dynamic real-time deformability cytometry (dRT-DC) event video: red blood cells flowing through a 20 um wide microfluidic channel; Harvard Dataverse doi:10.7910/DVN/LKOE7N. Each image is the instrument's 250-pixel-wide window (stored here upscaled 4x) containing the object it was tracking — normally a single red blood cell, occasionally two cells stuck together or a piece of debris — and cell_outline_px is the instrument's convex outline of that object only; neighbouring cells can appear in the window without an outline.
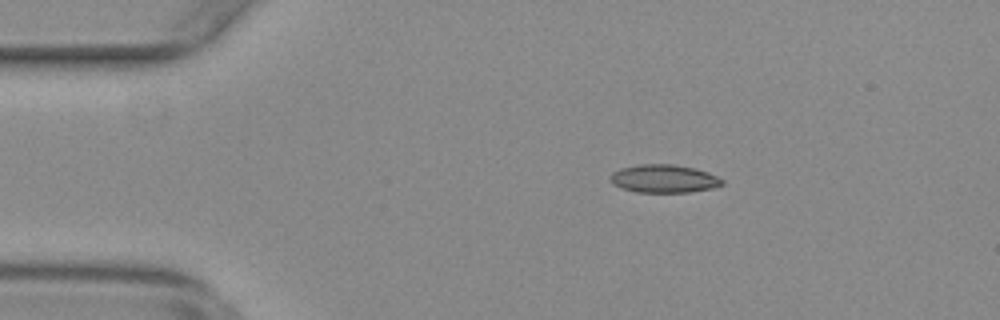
{"species": "common noctule bat (a hibernating species)", "species_latin": "Nyctalus noctula", "temperature_condition": "warm", "stored_images_in_passage": 50, "camera_frame_rate_fps": 3000, "um_per_image_px": 0.085, "animal": {"sex": "female", "body_mass_g": 29.2, "forearm_length_mm": 56.3}, "frame": {"image": 1, "passage_image": 5, "time_ms": 1.333, "image_size_px": [1000, 320], "cell_outline_px": [[724, 184], [712, 188], [688, 192], [636, 192], [620, 188], [612, 184], [608, 176], [612, 172], [620, 168], [640, 164], [672, 164], [696, 168], [708, 172], [724, 180]], "centroid_in_image_um": [56.4, 15.18], "position_along_channel_um": 28.6, "area_um2": 18.5}}
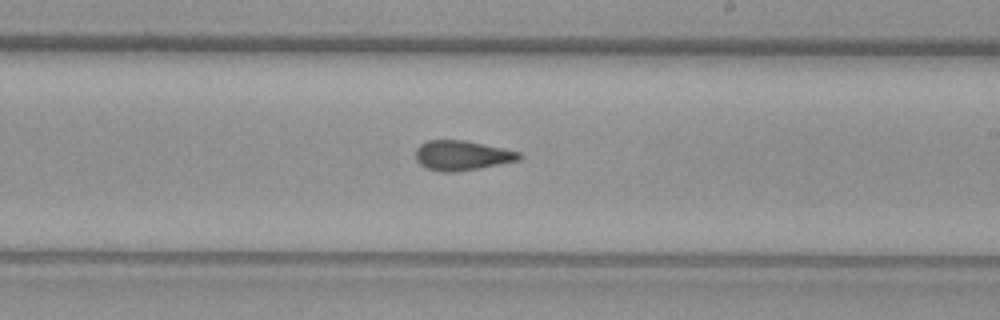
{"frame": {"image": 2, "passage_image": 27, "time_ms": 8.667, "image_size_px": [1000, 320], "cell_outline_px": [[524, 156], [520, 160], [480, 168], [456, 172], [440, 172], [428, 168], [420, 164], [416, 160], [416, 148], [420, 144], [428, 140], [464, 140], [520, 152]], "centroid_in_image_um": [39.27, 13.22], "position_along_channel_um": 249.7, "area_um2": 17.98}}
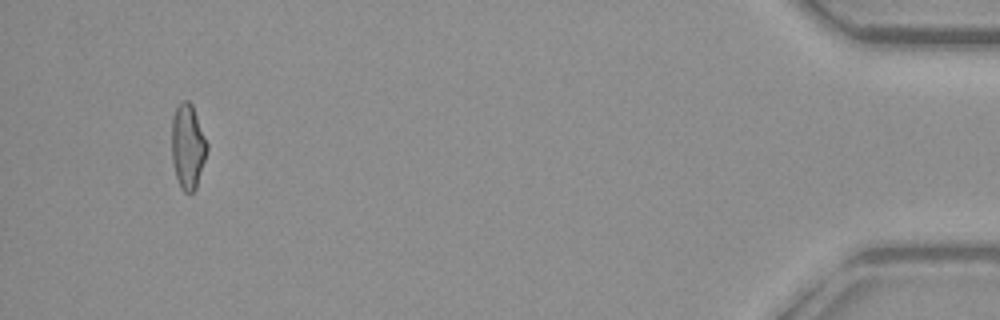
{"frame": {"image": 3, "passage_image": 47, "time_ms": 15.333, "image_size_px": [1000, 320], "cell_outline_px": [[208, 148], [196, 188], [192, 192], [184, 192], [180, 188], [176, 176], [172, 160], [172, 120], [176, 108], [180, 100], [188, 100], [192, 104], [208, 144]], "centroid_in_image_um": [15.96, 12.43], "position_along_channel_um": 419.2, "area_um2": 17.4}, "authors_computed_cell_mechanics": {"area_um2": 17.8313, "velocity_mm_per_s": 3.7717, "shape_relaxation_time_tau1_ms": null, "shape_relaxation_time_tau2_ms": 2.4648, "deformation_change_tau1": null, "deformation_change_tau2": 0.1038}}